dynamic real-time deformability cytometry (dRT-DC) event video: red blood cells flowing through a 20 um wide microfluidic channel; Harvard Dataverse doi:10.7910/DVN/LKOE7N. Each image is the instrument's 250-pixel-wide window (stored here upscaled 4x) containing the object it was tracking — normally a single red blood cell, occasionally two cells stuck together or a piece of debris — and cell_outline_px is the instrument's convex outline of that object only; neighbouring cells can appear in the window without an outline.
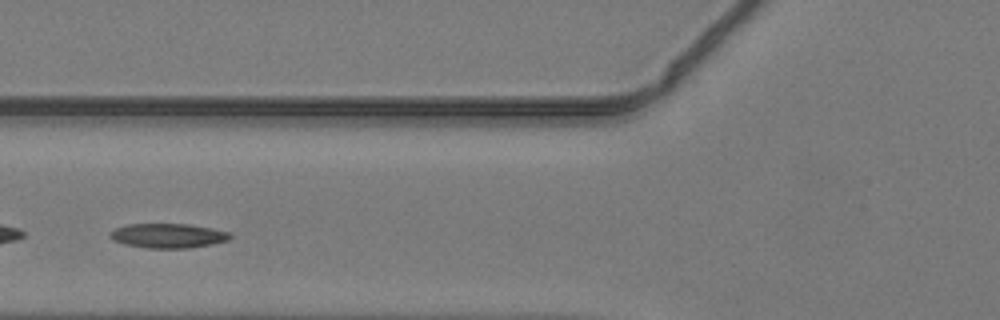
{"species": "common noctule bat (a hibernating species)", "species_latin": "Nyctalus noctula", "temperature_condition": "warm", "stored_images_in_passage": 37, "camera_frame_rate_fps": 3000, "um_per_image_px": 0.085, "animal": {"sex": "male", "body_mass_g": 19.2, "forearm_length_mm": 51.8}, "frame": {"image": 1, "passage_image": 8, "time_ms": 2.333, "image_size_px": [1000, 320], "cell_outline_px": [[232, 236], [228, 240], [212, 244], [188, 248], [144, 248], [124, 244], [112, 240], [108, 236], [108, 232], [116, 228], [128, 224], [188, 224], [212, 228], [232, 232]], "centroid_in_image_um": [14.27, 20.03], "position_along_channel_um": 111.5, "area_um2": 17.34}}
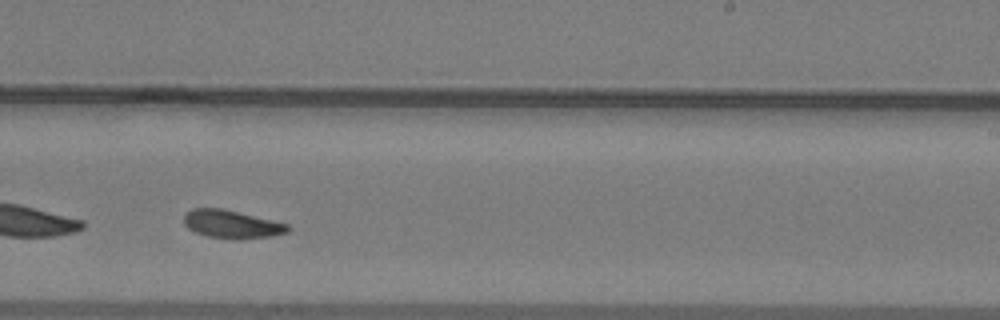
{"frame": {"image": 2, "passage_image": 19, "time_ms": 6.0, "image_size_px": [1000, 320], "cell_outline_px": [[288, 232], [272, 236], [240, 240], [236, 240], [208, 236], [196, 232], [188, 228], [184, 224], [184, 216], [192, 208], [224, 208], [288, 224]], "centroid_in_image_um": [19.69, 19.06], "position_along_channel_um": 269.3, "area_um2": 17.05}}
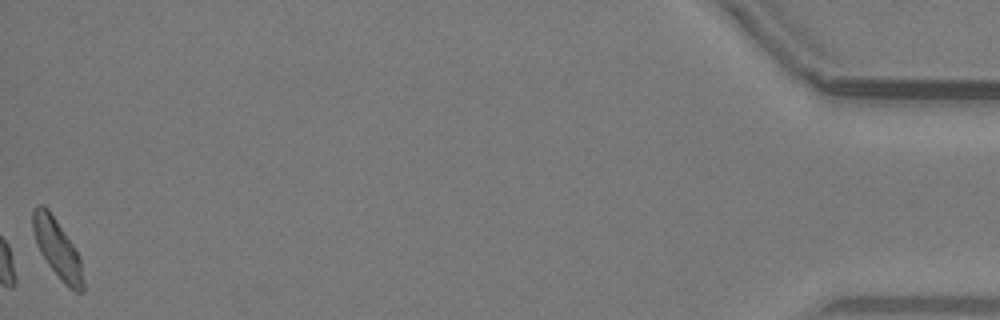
{"frame": {"image": 3, "passage_image": 37, "time_ms": 12.0, "image_size_px": [1000, 320], "cell_outline_px": [[84, 292], [76, 292], [68, 288], [64, 284], [48, 264], [40, 252], [36, 244], [32, 228], [32, 208], [36, 204], [44, 204], [48, 208], [72, 244], [80, 260], [84, 280]], "centroid_in_image_um": [4.84, 21.12], "position_along_channel_um": 430.4, "area_um2": 17.22}}